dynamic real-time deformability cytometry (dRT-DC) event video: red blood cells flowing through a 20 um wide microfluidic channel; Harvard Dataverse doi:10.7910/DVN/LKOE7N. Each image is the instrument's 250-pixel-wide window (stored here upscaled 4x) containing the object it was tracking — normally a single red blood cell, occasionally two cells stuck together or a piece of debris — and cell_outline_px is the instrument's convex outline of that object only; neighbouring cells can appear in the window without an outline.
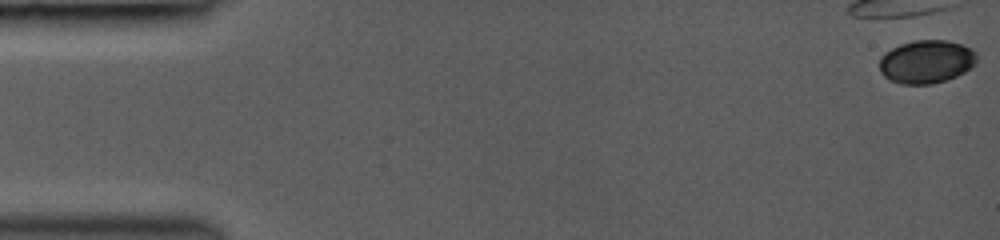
{"species": "common noctule bat (a hibernating species)", "species_latin": "Nyctalus noctula", "temperature_condition": "room temperature", "stored_images_in_passage": 8, "camera_frame_rate_fps": 3000, "um_per_image_px": 0.085, "animal": {"sex": "female", "body_mass_g": 19.0, "forearm_length_mm": 53.3}, "frame": {"image": 1, "passage_image": 1, "time_ms": 0.0, "image_size_px": [1000, 240], "cell_outline_px": [[976, 64], [964, 72], [956, 76], [932, 84], [900, 84], [888, 80], [880, 72], [880, 56], [884, 52], [900, 44], [916, 40], [948, 40], [964, 44], [972, 48], [976, 52]], "centroid_in_image_um": [78.74, 5.23], "position_along_channel_um": 6.3, "area_um2": 24.8}}